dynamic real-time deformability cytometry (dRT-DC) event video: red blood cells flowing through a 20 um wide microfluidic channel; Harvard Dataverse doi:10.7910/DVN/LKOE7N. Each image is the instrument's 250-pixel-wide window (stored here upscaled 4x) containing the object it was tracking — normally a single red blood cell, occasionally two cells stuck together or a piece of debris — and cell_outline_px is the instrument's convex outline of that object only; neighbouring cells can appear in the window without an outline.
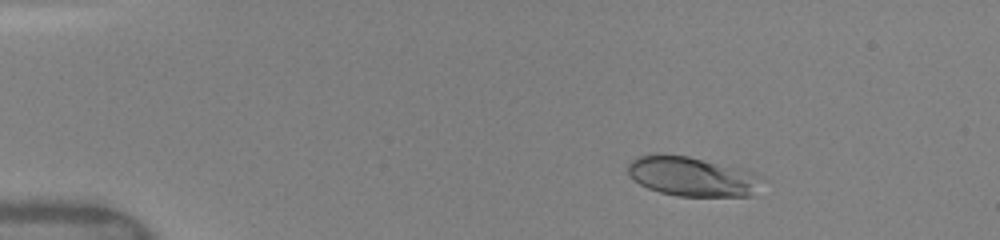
{"species": "human", "species_latin": "Homo sapiens", "temperature_condition": "warm", "stored_images_in_passage": 14, "camera_frame_rate_fps": 3000, "um_per_image_px": 0.085, "donor": {"sex": "female"}, "frame": {"image": 1, "passage_image": 4, "time_ms": 2.333, "image_size_px": [1000, 240], "cell_outline_px": [[760, 176], [752, 196], [676, 196], [660, 192], [648, 188], [632, 180], [628, 176], [628, 164], [632, 160], [648, 152], [660, 152], [688, 156], [740, 168], [752, 172]], "centroid_in_image_um": [58.71, 14.97], "position_along_channel_um": 26.3, "area_um2": 30.98}}
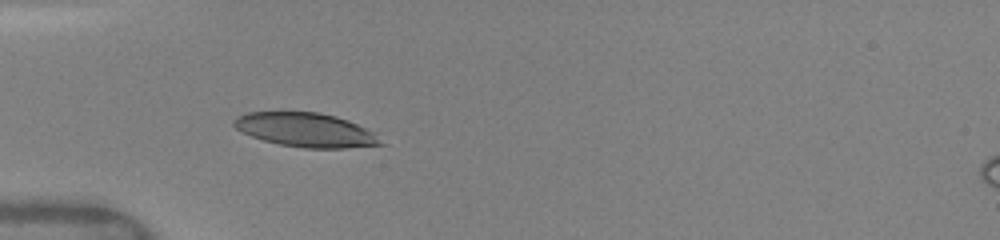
{"frame": {"image": 2, "passage_image": 9, "time_ms": 5.0, "image_size_px": [1000, 240], "cell_outline_px": [[384, 144], [344, 148], [304, 148], [280, 144], [264, 140], [252, 136], [236, 128], [232, 124], [232, 120], [236, 116], [248, 112], [320, 112], [336, 116], [348, 120], [376, 132]], "centroid_in_image_um": [26.01, 11.03], "position_along_channel_um": 59.0, "area_um2": 29.13}}
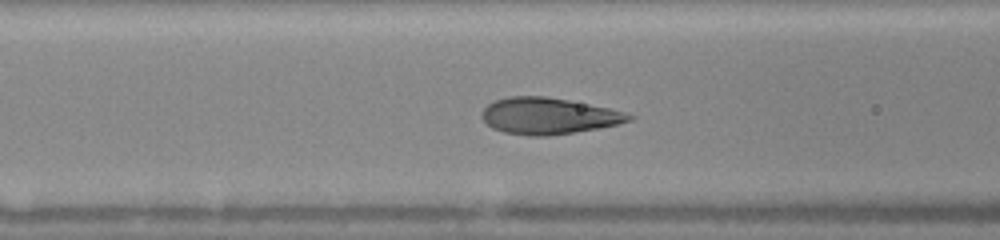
{"frame": {"image": 3, "passage_image": 13, "time_ms": 6.667, "image_size_px": [1000, 240], "cell_outline_px": [[636, 116], [632, 120], [600, 128], [548, 136], [532, 136], [504, 132], [492, 128], [480, 116], [484, 108], [488, 104], [496, 100], [508, 96], [544, 96], [568, 100], [608, 108], [624, 112]], "centroid_in_image_um": [46.61, 9.85], "position_along_channel_um": 120.0, "area_um2": 31.04}}